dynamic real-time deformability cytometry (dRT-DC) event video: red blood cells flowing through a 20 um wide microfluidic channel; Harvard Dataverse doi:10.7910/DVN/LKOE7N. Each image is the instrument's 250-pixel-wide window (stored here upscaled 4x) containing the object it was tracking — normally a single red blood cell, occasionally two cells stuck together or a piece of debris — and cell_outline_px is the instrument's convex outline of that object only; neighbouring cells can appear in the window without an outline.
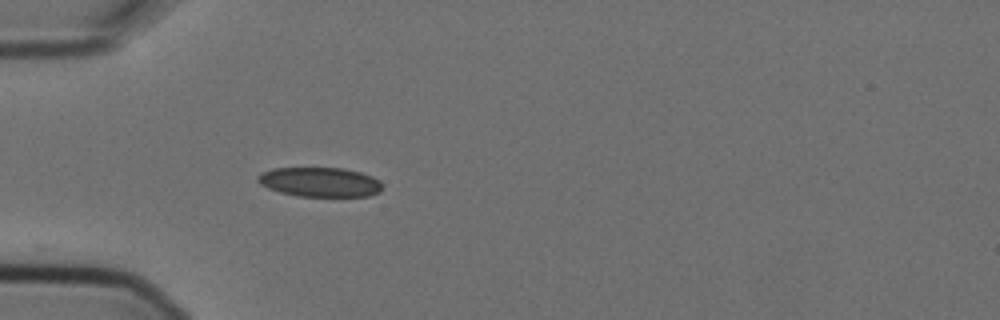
{"species": "Egyptian fruit bat (a non-hibernating species)", "species_latin": "Rousettus aegyptiacus", "temperature_condition": "cold", "stored_images_in_passage": 1, "camera_frame_rate_fps": 3000, "um_per_image_px": 0.085, "animal": {"sex": "female"}, "frame": {"image": 1, "passage_image": 1, "time_ms": 0.0, "image_size_px": [1000, 320], "cell_outline_px": [[380, 192], [368, 196], [296, 196], [280, 192], [268, 188], [260, 184], [256, 180], [256, 176], [260, 172], [272, 168], [344, 168], [360, 172], [372, 176], [380, 180]], "centroid_in_image_um": [27.14, 15.47], "position_along_channel_um": 57.9, "area_um2": 21.5}}